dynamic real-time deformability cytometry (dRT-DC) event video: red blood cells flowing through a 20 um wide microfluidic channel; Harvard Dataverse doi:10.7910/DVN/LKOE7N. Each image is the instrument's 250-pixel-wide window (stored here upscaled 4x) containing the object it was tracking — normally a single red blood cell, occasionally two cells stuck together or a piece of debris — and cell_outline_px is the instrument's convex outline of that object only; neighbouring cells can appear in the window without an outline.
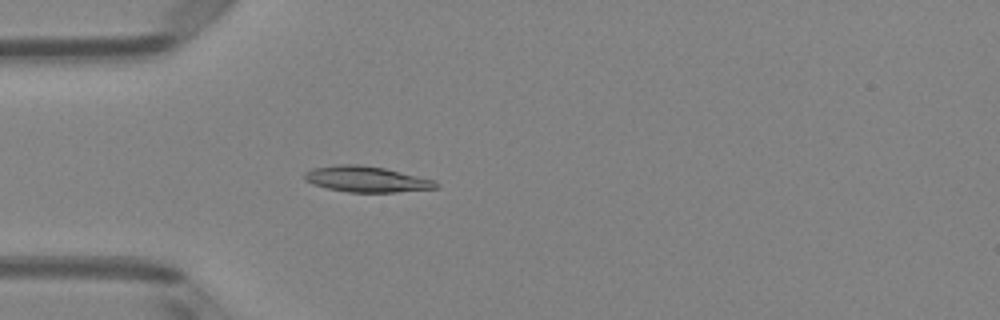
{"species": "Egyptian fruit bat (a non-hibernating species)", "species_latin": "Rousettus aegyptiacus", "temperature_condition": "room temperature", "stored_images_in_passage": 50, "camera_frame_rate_fps": 3000, "um_per_image_px": 0.085, "animal": {"sex": "female"}, "frame": {"image": 1, "passage_image": 15, "time_ms": 4.667, "image_size_px": [1000, 320], "cell_outline_px": [[440, 184], [436, 188], [396, 192], [348, 192], [328, 188], [304, 180], [304, 172], [312, 168], [336, 164], [360, 164], [384, 168], [436, 180]], "centroid_in_image_um": [31.16, 15.22], "position_along_channel_um": 53.8, "area_um2": 19.77}}
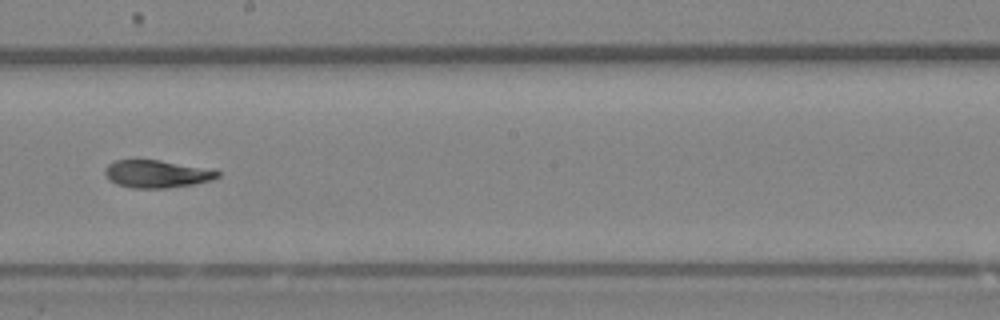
{"frame": {"image": 2, "passage_image": 29, "time_ms": 9.333, "image_size_px": [1000, 320], "cell_outline_px": [[220, 176], [212, 180], [192, 184], [168, 188], [132, 188], [116, 184], [108, 180], [104, 172], [104, 168], [108, 164], [116, 160], [160, 160], [220, 172]], "centroid_in_image_um": [13.24, 14.79], "position_along_channel_um": 235.0, "area_um2": 17.86}}
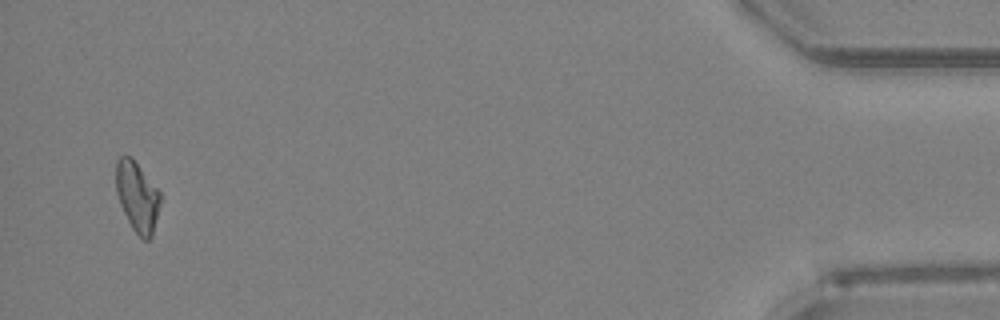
{"frame": {"image": 3, "passage_image": 49, "time_ms": 16.0, "image_size_px": [1000, 320], "cell_outline_px": [[160, 204], [152, 236], [148, 240], [144, 240], [132, 228], [120, 204], [116, 192], [116, 160], [120, 156], [132, 156], [160, 192]], "centroid_in_image_um": [11.66, 16.68], "position_along_channel_um": 423.5, "area_um2": 17.98}, "authors_computed_cell_mechanics": {"area_um2": 18.5538, "velocity_mm_per_s": 4.0507, "shape_relaxation_time_tau1_ms": 4.9314, "shape_relaxation_time_tau2_ms": 9.7718, "deformation_change_tau1": 0.1628, "deformation_change_tau2": 0.1042}}